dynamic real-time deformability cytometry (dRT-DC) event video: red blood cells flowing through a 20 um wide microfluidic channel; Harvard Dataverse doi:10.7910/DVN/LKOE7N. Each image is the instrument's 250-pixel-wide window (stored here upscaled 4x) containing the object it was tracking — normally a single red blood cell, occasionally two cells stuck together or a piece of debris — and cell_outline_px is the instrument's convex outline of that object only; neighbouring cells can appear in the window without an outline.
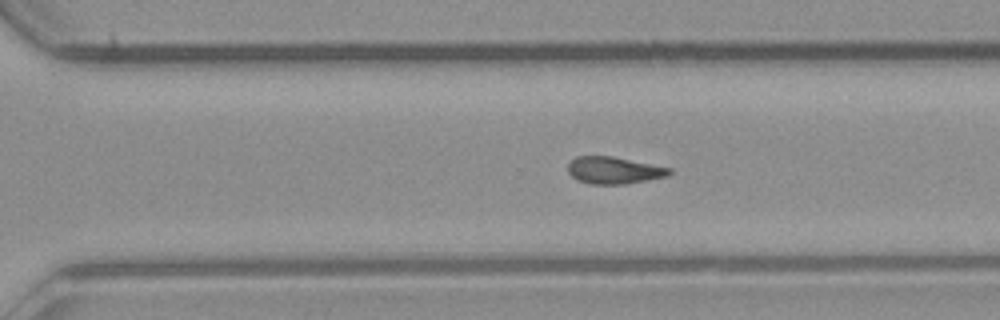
{"species": "common noctule bat (a hibernating species)", "species_latin": "Nyctalus noctula", "temperature_condition": "room temperature", "stored_images_in_passage": 41, "camera_frame_rate_fps": 3000, "um_per_image_px": 0.085, "animal": {"sex": "male", "body_mass_g": 23.1, "forearm_length_mm": 52.7}, "frame": {"image": 1, "passage_image": 35, "time_ms": 11.333, "image_size_px": [1000, 320], "cell_outline_px": [[672, 172], [668, 176], [648, 180], [624, 184], [588, 184], [576, 180], [568, 172], [568, 164], [576, 156], [612, 156], [672, 168]], "centroid_in_image_um": [52.18, 14.48], "position_along_channel_um": 318.4, "area_um2": 16.07}}